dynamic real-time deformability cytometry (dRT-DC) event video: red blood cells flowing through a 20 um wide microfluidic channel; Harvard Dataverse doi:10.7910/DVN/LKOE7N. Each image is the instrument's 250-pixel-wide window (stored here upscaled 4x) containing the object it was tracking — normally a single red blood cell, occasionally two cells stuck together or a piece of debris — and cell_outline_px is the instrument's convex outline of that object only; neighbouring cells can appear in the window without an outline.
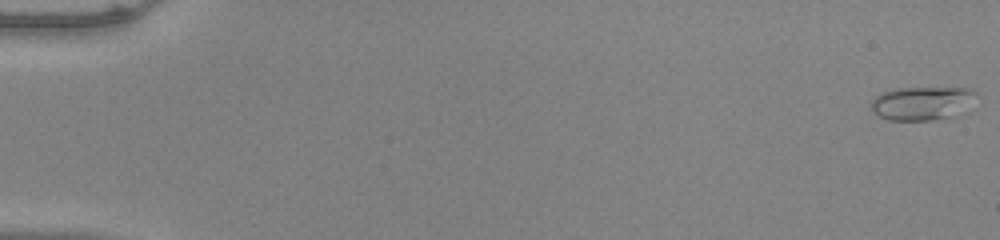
{"species": "common noctule bat (a hibernating species)", "species_latin": "Nyctalus noctula", "temperature_condition": "warm", "stored_images_in_passage": 53, "camera_frame_rate_fps": 3000, "um_per_image_px": 0.085, "animal": {"sex": "male", "body_mass_g": 20.0, "forearm_length_mm": 53.3}, "frame": {"image": 1, "passage_image": 1, "time_ms": 0.0, "image_size_px": [1000, 240], "cell_outline_px": [[976, 92], [948, 116], [928, 120], [888, 120], [872, 112], [872, 100], [876, 96], [884, 92], [896, 88], [972, 88]], "centroid_in_image_um": [78.17, 8.75], "position_along_channel_um": 6.8, "area_um2": 19.19}}
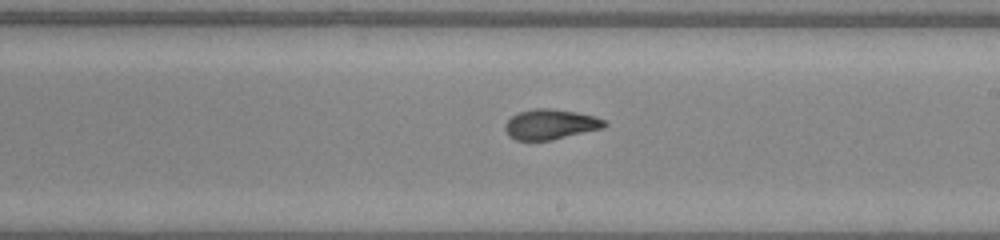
{"frame": {"image": 2, "passage_image": 32, "time_ms": 10.333, "image_size_px": [1000, 240], "cell_outline_px": [[608, 124], [604, 128], [552, 140], [516, 140], [504, 128], [504, 124], [512, 116], [520, 112], [536, 108], [548, 108], [576, 112], [596, 116], [604, 120]], "centroid_in_image_um": [46.83, 10.56], "position_along_channel_um": 242.2, "area_um2": 17.34}}
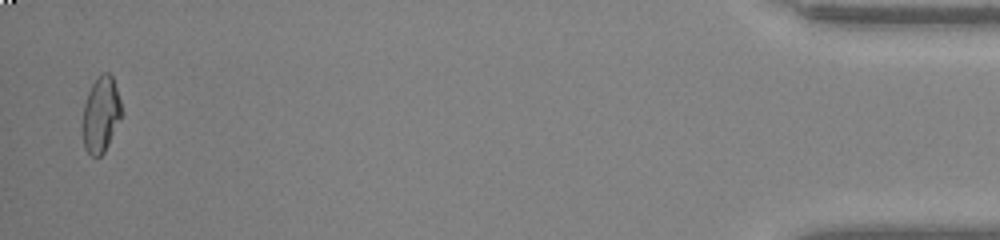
{"frame": {"image": 3, "passage_image": 52, "time_ms": 17.0, "image_size_px": [1000, 240], "cell_outline_px": [[120, 120], [104, 152], [100, 156], [92, 156], [84, 148], [84, 104], [88, 92], [92, 84], [104, 72], [108, 72], [112, 76], [120, 100]], "centroid_in_image_um": [8.58, 9.74], "position_along_channel_um": 426.6, "area_um2": 16.53}, "authors_computed_cell_mechanics": {"area_um2": 17.4556, "velocity_mm_per_s": 4.0128, "shape_relaxation_time_tau1_ms": 7.3906, "shape_relaxation_time_tau2_ms": 1.1241, "deformation_change_tau1": 0.2449, "deformation_change_tau2": 0.068}}